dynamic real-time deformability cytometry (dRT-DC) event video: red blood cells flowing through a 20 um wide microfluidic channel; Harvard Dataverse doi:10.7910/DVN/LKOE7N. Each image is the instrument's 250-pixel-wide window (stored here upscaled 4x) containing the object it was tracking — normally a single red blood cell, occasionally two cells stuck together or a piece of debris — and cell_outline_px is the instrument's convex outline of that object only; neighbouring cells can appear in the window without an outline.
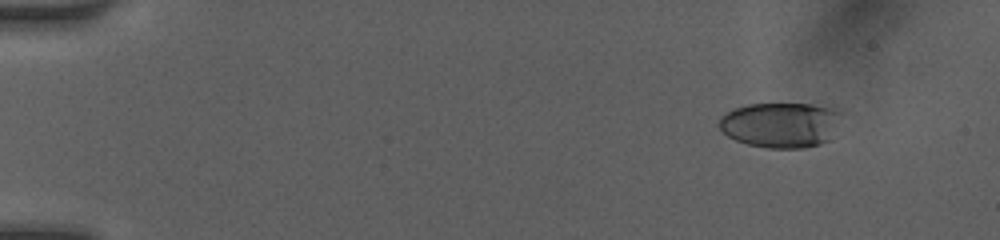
{"species": "human", "species_latin": "Homo sapiens", "temperature_condition": "room temperature", "stored_images_in_passage": 8, "camera_frame_rate_fps": 3000, "um_per_image_px": 0.085, "donor": {"sex": "female"}, "frame": {"image": 1, "passage_image": 2, "time_ms": 1.0, "image_size_px": [1000, 240], "cell_outline_px": [[844, 112], [828, 140], [820, 144], [804, 148], [768, 148], [748, 144], [736, 140], [728, 136], [720, 128], [720, 116], [724, 112], [732, 108], [748, 104], [832, 104], [840, 108]], "centroid_in_image_um": [66.41, 10.58], "position_along_channel_um": 18.6, "area_um2": 32.83}}
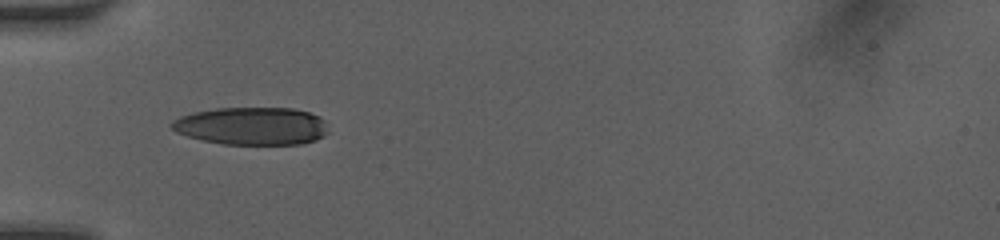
{"frame": {"image": 2, "passage_image": 6, "time_ms": 5.0, "image_size_px": [1000, 240], "cell_outline_px": [[328, 132], [324, 136], [316, 140], [300, 144], [224, 144], [200, 140], [176, 132], [168, 124], [172, 120], [180, 116], [192, 112], [216, 108], [292, 108], [308, 112], [320, 116], [324, 120]], "centroid_in_image_um": [21.38, 10.71], "position_along_channel_um": 63.6, "area_um2": 34.68}}
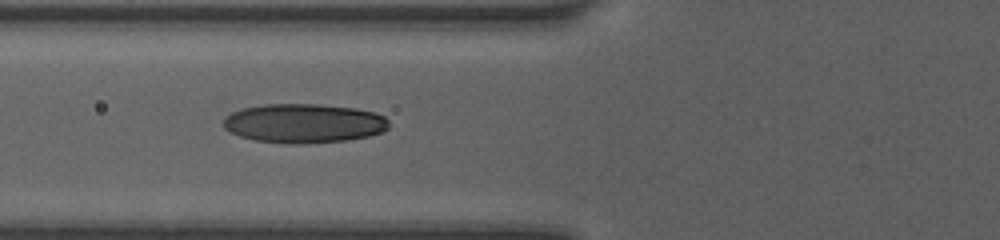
{"frame": {"image": 3, "passage_image": 7, "time_ms": 6.0, "image_size_px": [1000, 240], "cell_outline_px": [[388, 128], [380, 132], [368, 136], [348, 140], [304, 144], [288, 144], [256, 140], [240, 136], [224, 128], [224, 116], [232, 112], [244, 108], [264, 104], [320, 104], [356, 108], [376, 112], [384, 116], [388, 120]], "centroid_in_image_um": [25.84, 10.48], "position_along_channel_um": 100.0, "area_um2": 37.92}}